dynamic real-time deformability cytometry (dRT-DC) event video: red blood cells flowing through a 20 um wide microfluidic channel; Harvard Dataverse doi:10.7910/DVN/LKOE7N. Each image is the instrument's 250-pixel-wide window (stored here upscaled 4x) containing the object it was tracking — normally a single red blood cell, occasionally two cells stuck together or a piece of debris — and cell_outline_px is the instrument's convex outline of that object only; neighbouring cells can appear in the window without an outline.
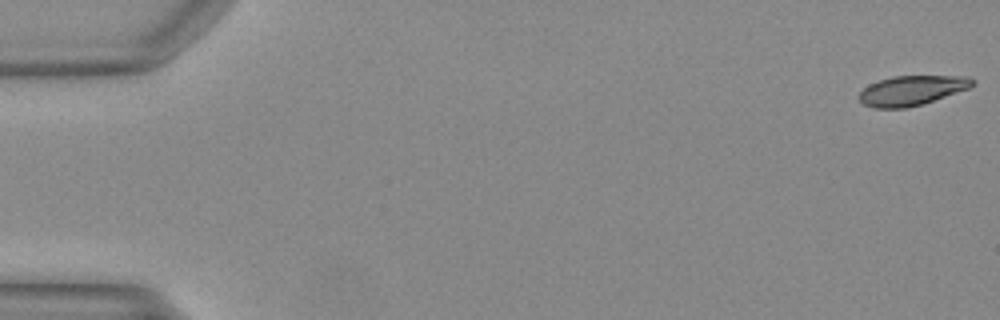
{"species": "Egyptian fruit bat (a non-hibernating species)", "species_latin": "Rousettus aegyptiacus", "temperature_condition": "warm", "stored_images_in_passage": 22, "camera_frame_rate_fps": 3000, "um_per_image_px": 0.085, "animal": {"sex": "female"}, "frame": {"image": 1, "passage_image": 1, "time_ms": 0.0, "image_size_px": [1000, 320], "cell_outline_px": [[976, 84], [968, 88], [920, 104], [904, 108], [872, 108], [864, 104], [856, 96], [868, 84], [892, 76], [968, 76], [976, 80]], "centroid_in_image_um": [77.47, 7.67], "position_along_channel_um": 7.5, "area_um2": 19.48}}
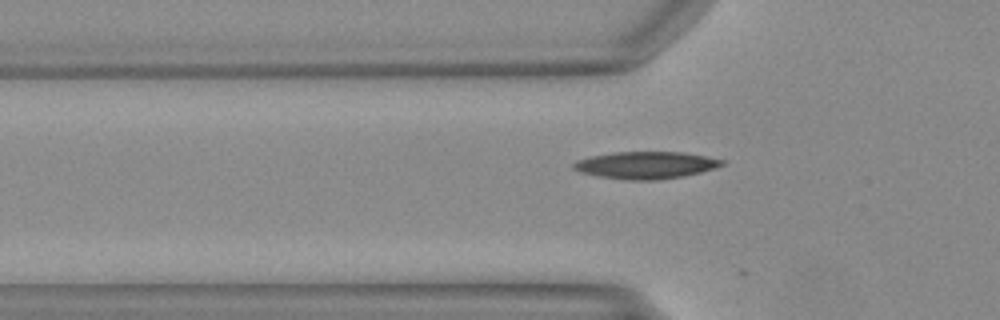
{"frame": {"image": 2, "passage_image": 17, "time_ms": 5.333, "image_size_px": [1000, 320], "cell_outline_px": [[724, 164], [716, 168], [684, 176], [656, 180], [628, 180], [596, 176], [580, 172], [572, 168], [572, 164], [576, 160], [592, 156], [612, 152], [684, 152], [724, 160]], "centroid_in_image_um": [54.87, 14.04], "position_along_channel_um": 70.9, "area_um2": 23.52}}
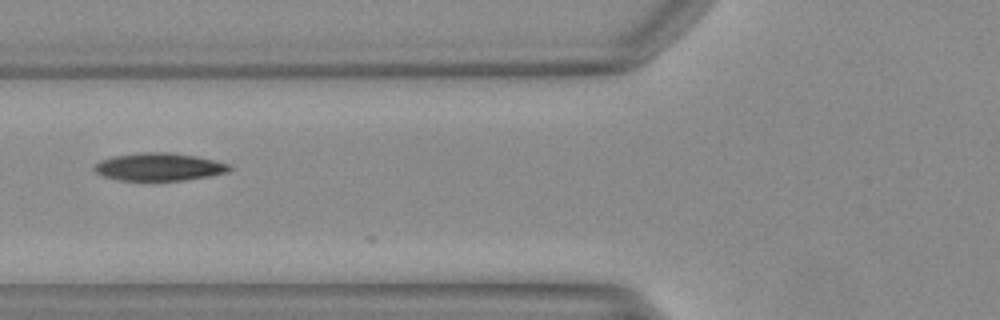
{"frame": {"image": 3, "passage_image": 20, "time_ms": 6.333, "image_size_px": [1000, 320], "cell_outline_px": [[232, 168], [228, 172], [208, 176], [184, 180], [120, 180], [104, 176], [96, 172], [92, 168], [100, 160], [112, 156], [140, 152], [168, 152], [196, 156], [216, 160], [232, 164]], "centroid_in_image_um": [13.54, 14.17], "position_along_channel_um": 112.3, "area_um2": 21.91}}